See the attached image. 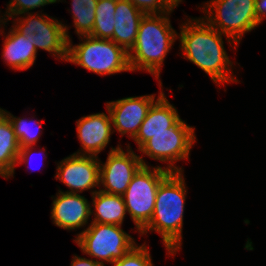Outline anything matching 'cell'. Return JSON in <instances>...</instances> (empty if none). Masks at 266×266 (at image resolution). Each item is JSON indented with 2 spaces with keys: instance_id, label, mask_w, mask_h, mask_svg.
Returning <instances> with one entry per match:
<instances>
[{
  "instance_id": "6da1fadb",
  "label": "cell",
  "mask_w": 266,
  "mask_h": 266,
  "mask_svg": "<svg viewBox=\"0 0 266 266\" xmlns=\"http://www.w3.org/2000/svg\"><path fill=\"white\" fill-rule=\"evenodd\" d=\"M180 30L178 38L184 58L208 74L216 85L239 82L231 70L233 62L224 48L223 36L229 45L237 47L232 38L214 29L203 17L187 18Z\"/></svg>"
},
{
  "instance_id": "7a4b0ae2",
  "label": "cell",
  "mask_w": 266,
  "mask_h": 266,
  "mask_svg": "<svg viewBox=\"0 0 266 266\" xmlns=\"http://www.w3.org/2000/svg\"><path fill=\"white\" fill-rule=\"evenodd\" d=\"M187 187L183 172H171L159 185L150 222L139 232L149 231L162 237L167 255H174L181 249L182 228Z\"/></svg>"
},
{
  "instance_id": "3957f363",
  "label": "cell",
  "mask_w": 266,
  "mask_h": 266,
  "mask_svg": "<svg viewBox=\"0 0 266 266\" xmlns=\"http://www.w3.org/2000/svg\"><path fill=\"white\" fill-rule=\"evenodd\" d=\"M170 14H144L139 23L136 42L128 52L131 72L144 70L150 73L158 79L161 89V68L178 38V33L171 26Z\"/></svg>"
},
{
  "instance_id": "277c9868",
  "label": "cell",
  "mask_w": 266,
  "mask_h": 266,
  "mask_svg": "<svg viewBox=\"0 0 266 266\" xmlns=\"http://www.w3.org/2000/svg\"><path fill=\"white\" fill-rule=\"evenodd\" d=\"M82 37V38H80ZM80 43L68 41L66 62L79 65L100 76L131 71L128 52L112 40L99 39L90 35L79 36Z\"/></svg>"
},
{
  "instance_id": "5b68a950",
  "label": "cell",
  "mask_w": 266,
  "mask_h": 266,
  "mask_svg": "<svg viewBox=\"0 0 266 266\" xmlns=\"http://www.w3.org/2000/svg\"><path fill=\"white\" fill-rule=\"evenodd\" d=\"M204 4L202 12L206 15L203 18L238 45L247 32L260 25L255 11L256 0H209Z\"/></svg>"
},
{
  "instance_id": "8992f818",
  "label": "cell",
  "mask_w": 266,
  "mask_h": 266,
  "mask_svg": "<svg viewBox=\"0 0 266 266\" xmlns=\"http://www.w3.org/2000/svg\"><path fill=\"white\" fill-rule=\"evenodd\" d=\"M170 173L162 166L142 165L133 175L123 198L127 213L135 224V232H140L150 222L155 208L157 189Z\"/></svg>"
},
{
  "instance_id": "52a82bcc",
  "label": "cell",
  "mask_w": 266,
  "mask_h": 266,
  "mask_svg": "<svg viewBox=\"0 0 266 266\" xmlns=\"http://www.w3.org/2000/svg\"><path fill=\"white\" fill-rule=\"evenodd\" d=\"M122 226L114 224L91 223L83 231L76 234L74 242L84 254L112 264L121 259L137 243L126 233Z\"/></svg>"
},
{
  "instance_id": "ba28073f",
  "label": "cell",
  "mask_w": 266,
  "mask_h": 266,
  "mask_svg": "<svg viewBox=\"0 0 266 266\" xmlns=\"http://www.w3.org/2000/svg\"><path fill=\"white\" fill-rule=\"evenodd\" d=\"M196 142L195 128L180 119L168 131L153 134L138 150L148 157L167 162L164 168L170 172H183L175 162L189 159L190 151Z\"/></svg>"
},
{
  "instance_id": "9c48e42d",
  "label": "cell",
  "mask_w": 266,
  "mask_h": 266,
  "mask_svg": "<svg viewBox=\"0 0 266 266\" xmlns=\"http://www.w3.org/2000/svg\"><path fill=\"white\" fill-rule=\"evenodd\" d=\"M29 12L19 16L13 21V27L23 35H33L32 40L36 51L43 49L57 59L67 61L68 41L71 39L68 34V26L60 20L49 15ZM25 15V16H24Z\"/></svg>"
},
{
  "instance_id": "30bf717a",
  "label": "cell",
  "mask_w": 266,
  "mask_h": 266,
  "mask_svg": "<svg viewBox=\"0 0 266 266\" xmlns=\"http://www.w3.org/2000/svg\"><path fill=\"white\" fill-rule=\"evenodd\" d=\"M126 152L121 145L111 148L106 162L100 161L99 190L108 194L123 195L131 183L133 175L142 165L147 166L142 156L137 155L130 144L126 146Z\"/></svg>"
},
{
  "instance_id": "8fae6325",
  "label": "cell",
  "mask_w": 266,
  "mask_h": 266,
  "mask_svg": "<svg viewBox=\"0 0 266 266\" xmlns=\"http://www.w3.org/2000/svg\"><path fill=\"white\" fill-rule=\"evenodd\" d=\"M55 179L70 188L65 192L82 193L91 190L93 195L99 187L100 159L96 156L72 154L57 163Z\"/></svg>"
},
{
  "instance_id": "7c38bea8",
  "label": "cell",
  "mask_w": 266,
  "mask_h": 266,
  "mask_svg": "<svg viewBox=\"0 0 266 266\" xmlns=\"http://www.w3.org/2000/svg\"><path fill=\"white\" fill-rule=\"evenodd\" d=\"M156 100L155 94H151L107 102L106 109L111 116L113 132L117 130L121 136L126 134L128 138L133 140L150 107Z\"/></svg>"
},
{
  "instance_id": "4fadbf2b",
  "label": "cell",
  "mask_w": 266,
  "mask_h": 266,
  "mask_svg": "<svg viewBox=\"0 0 266 266\" xmlns=\"http://www.w3.org/2000/svg\"><path fill=\"white\" fill-rule=\"evenodd\" d=\"M106 113H94L78 119L77 136L80 140L81 150L76 155L96 156L106 149L113 134L112 121L107 109Z\"/></svg>"
},
{
  "instance_id": "5bb4252c",
  "label": "cell",
  "mask_w": 266,
  "mask_h": 266,
  "mask_svg": "<svg viewBox=\"0 0 266 266\" xmlns=\"http://www.w3.org/2000/svg\"><path fill=\"white\" fill-rule=\"evenodd\" d=\"M52 196L51 219L53 224L66 230L86 227L91 216V204L79 193H68L58 190Z\"/></svg>"
},
{
  "instance_id": "9a60e30c",
  "label": "cell",
  "mask_w": 266,
  "mask_h": 266,
  "mask_svg": "<svg viewBox=\"0 0 266 266\" xmlns=\"http://www.w3.org/2000/svg\"><path fill=\"white\" fill-rule=\"evenodd\" d=\"M180 119L177 109L168 101L164 91H160L157 100L150 107L136 137L133 139L138 145V149L151 139L153 134L168 131Z\"/></svg>"
},
{
  "instance_id": "2e32d148",
  "label": "cell",
  "mask_w": 266,
  "mask_h": 266,
  "mask_svg": "<svg viewBox=\"0 0 266 266\" xmlns=\"http://www.w3.org/2000/svg\"><path fill=\"white\" fill-rule=\"evenodd\" d=\"M32 38L33 35H23L11 27L5 36L2 50V58L10 68L22 71L33 66L37 51Z\"/></svg>"
},
{
  "instance_id": "e0dca14e",
  "label": "cell",
  "mask_w": 266,
  "mask_h": 266,
  "mask_svg": "<svg viewBox=\"0 0 266 266\" xmlns=\"http://www.w3.org/2000/svg\"><path fill=\"white\" fill-rule=\"evenodd\" d=\"M143 16L144 13L128 0H117L113 41L127 52L132 49L136 42L139 23Z\"/></svg>"
},
{
  "instance_id": "ac0fdd59",
  "label": "cell",
  "mask_w": 266,
  "mask_h": 266,
  "mask_svg": "<svg viewBox=\"0 0 266 266\" xmlns=\"http://www.w3.org/2000/svg\"><path fill=\"white\" fill-rule=\"evenodd\" d=\"M126 213L123 195L108 194L100 190L92 195L91 215H94V219L91 223L122 226Z\"/></svg>"
},
{
  "instance_id": "d6986e66",
  "label": "cell",
  "mask_w": 266,
  "mask_h": 266,
  "mask_svg": "<svg viewBox=\"0 0 266 266\" xmlns=\"http://www.w3.org/2000/svg\"><path fill=\"white\" fill-rule=\"evenodd\" d=\"M20 151L13 126L7 118L0 125V176L4 179L13 177Z\"/></svg>"
},
{
  "instance_id": "ffe728a7",
  "label": "cell",
  "mask_w": 266,
  "mask_h": 266,
  "mask_svg": "<svg viewBox=\"0 0 266 266\" xmlns=\"http://www.w3.org/2000/svg\"><path fill=\"white\" fill-rule=\"evenodd\" d=\"M117 0H98L93 31L90 36L113 41Z\"/></svg>"
},
{
  "instance_id": "44dd1931",
  "label": "cell",
  "mask_w": 266,
  "mask_h": 266,
  "mask_svg": "<svg viewBox=\"0 0 266 266\" xmlns=\"http://www.w3.org/2000/svg\"><path fill=\"white\" fill-rule=\"evenodd\" d=\"M72 18L78 36L90 35L93 31L98 0H71Z\"/></svg>"
},
{
  "instance_id": "7402d4cb",
  "label": "cell",
  "mask_w": 266,
  "mask_h": 266,
  "mask_svg": "<svg viewBox=\"0 0 266 266\" xmlns=\"http://www.w3.org/2000/svg\"><path fill=\"white\" fill-rule=\"evenodd\" d=\"M7 118L11 122L20 147L34 146L41 136V120L15 117L7 111Z\"/></svg>"
},
{
  "instance_id": "603a6c76",
  "label": "cell",
  "mask_w": 266,
  "mask_h": 266,
  "mask_svg": "<svg viewBox=\"0 0 266 266\" xmlns=\"http://www.w3.org/2000/svg\"><path fill=\"white\" fill-rule=\"evenodd\" d=\"M112 266H154L152 257L149 253L146 243L135 245L121 259L112 263Z\"/></svg>"
},
{
  "instance_id": "cb8c5ba5",
  "label": "cell",
  "mask_w": 266,
  "mask_h": 266,
  "mask_svg": "<svg viewBox=\"0 0 266 266\" xmlns=\"http://www.w3.org/2000/svg\"><path fill=\"white\" fill-rule=\"evenodd\" d=\"M60 0H10L7 4V9L2 16L4 20L9 21L11 18H16L21 14L29 13L35 8L43 7L48 4H54Z\"/></svg>"
},
{
  "instance_id": "d4e9b609",
  "label": "cell",
  "mask_w": 266,
  "mask_h": 266,
  "mask_svg": "<svg viewBox=\"0 0 266 266\" xmlns=\"http://www.w3.org/2000/svg\"><path fill=\"white\" fill-rule=\"evenodd\" d=\"M144 14L172 12L179 5L176 0H128Z\"/></svg>"
},
{
  "instance_id": "484cf974",
  "label": "cell",
  "mask_w": 266,
  "mask_h": 266,
  "mask_svg": "<svg viewBox=\"0 0 266 266\" xmlns=\"http://www.w3.org/2000/svg\"><path fill=\"white\" fill-rule=\"evenodd\" d=\"M33 149H34V146L20 147V151H19V155H18V159H17V164L16 165H20V164H23V163H25V165H27L29 163L28 166H30L32 164V163H30V161H31L30 158L33 155V153H32Z\"/></svg>"
},
{
  "instance_id": "4316f807",
  "label": "cell",
  "mask_w": 266,
  "mask_h": 266,
  "mask_svg": "<svg viewBox=\"0 0 266 266\" xmlns=\"http://www.w3.org/2000/svg\"><path fill=\"white\" fill-rule=\"evenodd\" d=\"M70 266H103L100 260L82 258L74 255Z\"/></svg>"
},
{
  "instance_id": "83f0119b",
  "label": "cell",
  "mask_w": 266,
  "mask_h": 266,
  "mask_svg": "<svg viewBox=\"0 0 266 266\" xmlns=\"http://www.w3.org/2000/svg\"><path fill=\"white\" fill-rule=\"evenodd\" d=\"M255 11L257 20L260 22L266 17V0H256Z\"/></svg>"
},
{
  "instance_id": "f1b7e54d",
  "label": "cell",
  "mask_w": 266,
  "mask_h": 266,
  "mask_svg": "<svg viewBox=\"0 0 266 266\" xmlns=\"http://www.w3.org/2000/svg\"><path fill=\"white\" fill-rule=\"evenodd\" d=\"M7 119V110L0 107V125Z\"/></svg>"
},
{
  "instance_id": "f546056e",
  "label": "cell",
  "mask_w": 266,
  "mask_h": 266,
  "mask_svg": "<svg viewBox=\"0 0 266 266\" xmlns=\"http://www.w3.org/2000/svg\"><path fill=\"white\" fill-rule=\"evenodd\" d=\"M1 13V12H0ZM5 24H8L6 20L3 19V17L0 16V27L6 26ZM4 25V26H1ZM1 29V28H0Z\"/></svg>"
}]
</instances>
